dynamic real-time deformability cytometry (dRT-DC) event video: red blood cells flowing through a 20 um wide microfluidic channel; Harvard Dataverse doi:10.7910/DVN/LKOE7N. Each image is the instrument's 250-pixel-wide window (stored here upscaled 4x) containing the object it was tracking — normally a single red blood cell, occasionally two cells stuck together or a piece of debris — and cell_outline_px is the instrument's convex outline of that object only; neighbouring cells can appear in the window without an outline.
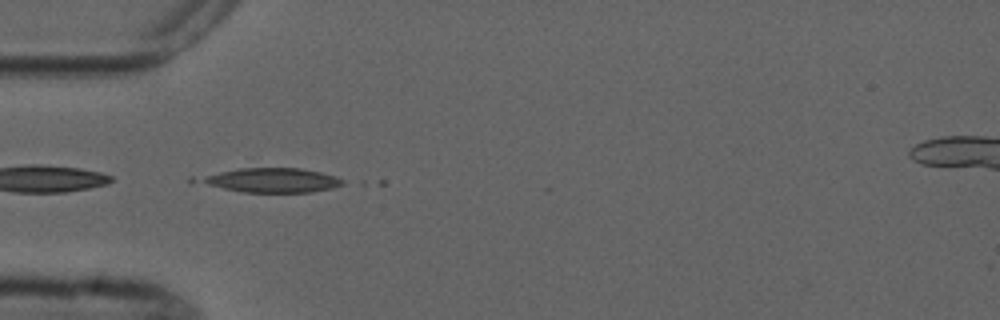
{"species": "common noctule bat (a hibernating species)", "species_latin": "Nyctalus noctula", "temperature_condition": "cold", "stored_images_in_passage": 6, "camera_frame_rate_fps": 3000, "um_per_image_px": 0.085, "animal": {"sex": "male", "forearm_length_mm": 52.5}, "frame": {"image": 1, "passage_image": 6, "time_ms": 6.667, "image_size_px": [1000, 320], "cell_outline_px": [[344, 184], [332, 188], [312, 192], [244, 192], [192, 184], [188, 180], [188, 176], [240, 168], [300, 168], [320, 172], [344, 180]], "centroid_in_image_um": [22.75, 15.32], "position_along_channel_um": 62.2, "area_um2": 21.27}}